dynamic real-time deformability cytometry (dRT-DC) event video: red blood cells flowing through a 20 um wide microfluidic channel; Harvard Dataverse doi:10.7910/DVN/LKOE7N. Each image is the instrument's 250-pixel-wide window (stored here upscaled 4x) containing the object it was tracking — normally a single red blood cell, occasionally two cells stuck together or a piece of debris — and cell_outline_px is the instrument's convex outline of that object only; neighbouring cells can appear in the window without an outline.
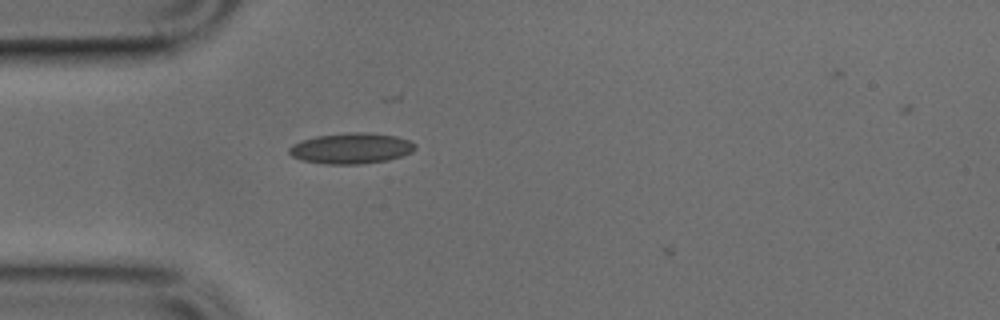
{"species": "common noctule bat (a hibernating species)", "species_latin": "Nyctalus noctula", "temperature_condition": "cold", "stored_images_in_passage": 11, "camera_frame_rate_fps": 3000, "um_per_image_px": 0.085, "animal": {"sex": "male", "body_mass_g": 17.9, "forearm_length_mm": 54.2}, "frame": {"image": 1, "passage_image": 10, "time_ms": 3.0, "image_size_px": [1000, 320], "cell_outline_px": [[416, 148], [412, 152], [388, 160], [360, 164], [324, 164], [300, 160], [292, 156], [288, 152], [288, 148], [292, 144], [316, 136], [352, 132], [364, 132], [396, 136], [408, 140], [416, 144]], "centroid_in_image_um": [29.84, 12.61], "position_along_channel_um": 55.2, "area_um2": 22.54}}